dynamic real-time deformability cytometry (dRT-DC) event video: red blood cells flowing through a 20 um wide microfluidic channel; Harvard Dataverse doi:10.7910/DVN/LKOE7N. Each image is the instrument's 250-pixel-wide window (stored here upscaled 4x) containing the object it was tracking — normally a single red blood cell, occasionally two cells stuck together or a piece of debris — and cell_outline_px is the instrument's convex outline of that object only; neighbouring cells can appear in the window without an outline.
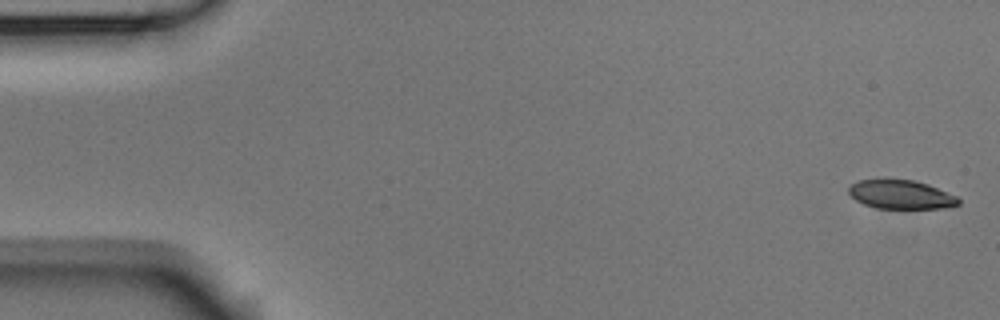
{"species": "Egyptian fruit bat (a non-hibernating species)", "species_latin": "Rousettus aegyptiacus", "temperature_condition": "room temperature", "stored_images_in_passage": 5, "camera_frame_rate_fps": 3000, "um_per_image_px": 0.085, "animal": {"sex": "male"}, "frame": {"image": 1, "passage_image": 1, "time_ms": 0.0, "image_size_px": [1000, 320], "cell_outline_px": [[960, 204], [944, 208], [876, 208], [864, 204], [856, 200], [848, 192], [848, 188], [852, 184], [860, 180], [912, 180], [928, 184], [956, 196], [960, 200]], "centroid_in_image_um": [76.59, 16.54], "position_along_channel_um": 8.4, "area_um2": 18.15}}
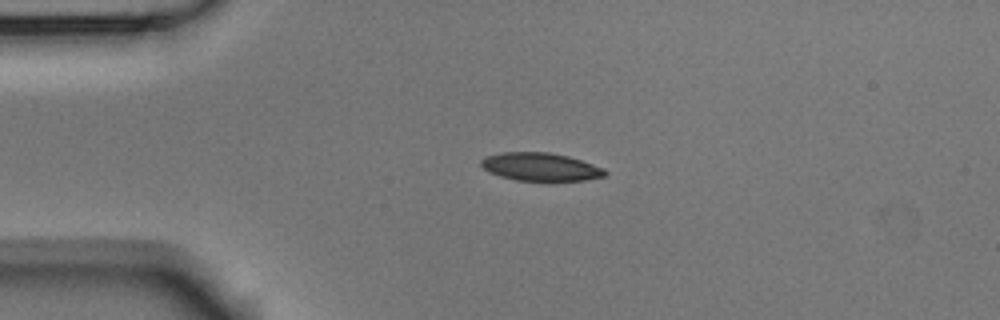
{"frame": {"image": 2, "passage_image": 4, "time_ms": 1.0, "image_size_px": [1000, 320], "cell_outline_px": [[608, 172], [604, 176], [584, 180], [516, 180], [500, 176], [488, 172], [480, 164], [480, 160], [484, 156], [500, 152], [548, 152], [568, 156], [604, 168]], "centroid_in_image_um": [45.9, 14.17], "position_along_channel_um": 39.1, "area_um2": 20.17}}